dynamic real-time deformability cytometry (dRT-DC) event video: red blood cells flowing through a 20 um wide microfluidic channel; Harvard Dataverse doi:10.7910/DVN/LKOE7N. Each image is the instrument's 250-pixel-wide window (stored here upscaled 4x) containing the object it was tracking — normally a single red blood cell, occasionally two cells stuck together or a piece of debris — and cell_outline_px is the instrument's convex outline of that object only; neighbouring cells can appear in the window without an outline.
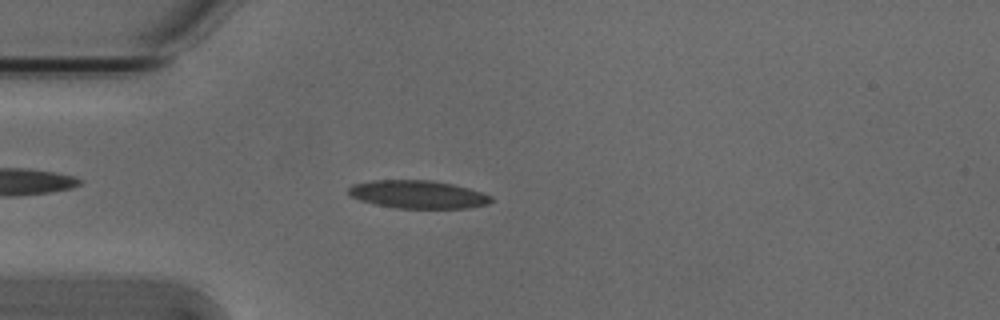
{"species": "Egyptian fruit bat (a non-hibernating species)", "species_latin": "Rousettus aegyptiacus", "temperature_condition": "cold", "stored_images_in_passage": 48, "camera_frame_rate_fps": 3000, "um_per_image_px": 0.085, "animal": {"sex": "male"}, "frame": {"image": 1, "passage_image": 9, "time_ms": 2.667, "image_size_px": [1000, 320], "cell_outline_px": [[492, 200], [488, 204], [468, 208], [396, 208], [376, 204], [360, 200], [348, 196], [348, 188], [352, 184], [372, 180], [432, 180], [452, 184], [468, 188], [492, 196]], "centroid_in_image_um": [35.49, 16.52], "position_along_channel_um": 49.5, "area_um2": 23.29}}
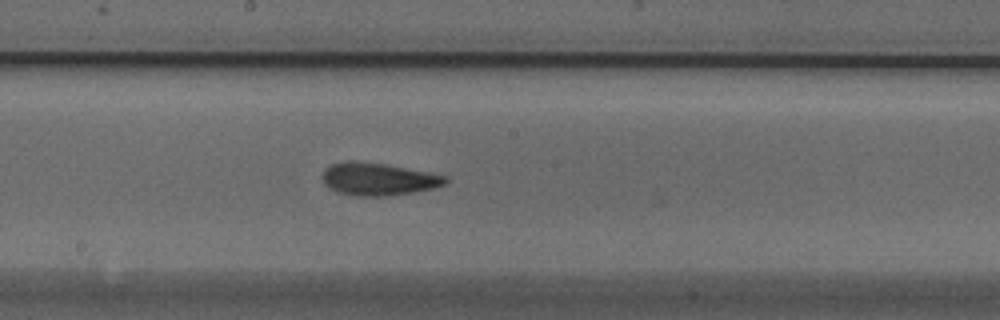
{"frame": {"image": 2, "passage_image": 23, "time_ms": 7.333, "image_size_px": [1000, 320], "cell_outline_px": [[448, 180], [444, 184], [432, 188], [412, 192], [388, 196], [356, 196], [336, 192], [328, 188], [324, 184], [324, 168], [332, 164], [348, 160], [352, 160], [384, 164], [428, 172], [448, 176]], "centroid_in_image_um": [32.12, 15.22], "position_along_channel_um": 216.1, "area_um2": 23.24}}
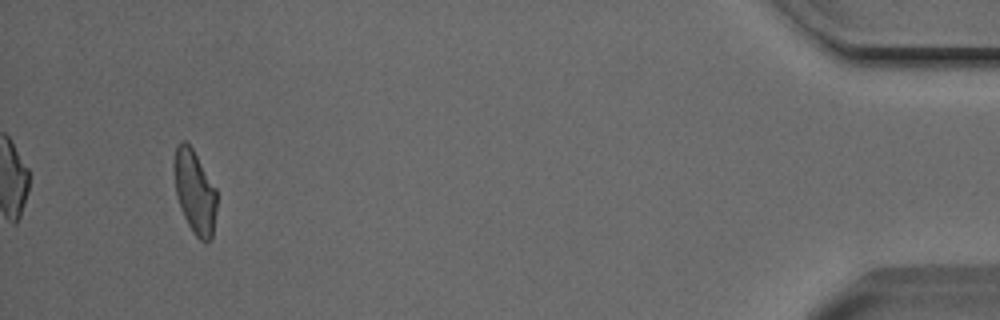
{"frame": {"image": 3, "passage_image": 45, "time_ms": 14.667, "image_size_px": [1000, 320], "cell_outline_px": [[216, 208], [212, 240], [208, 244], [204, 244], [192, 232], [180, 208], [176, 196], [172, 168], [172, 164], [176, 144], [180, 140], [184, 140], [192, 148], [216, 188]], "centroid_in_image_um": [16.52, 16.32], "position_along_channel_um": 418.7, "area_um2": 21.27}, "authors_computed_cell_mechanics": {"area_um2": 22.1663, "velocity_mm_per_s": 3.8262, "shape_relaxation_time_tau1_ms": 6.0153, "shape_relaxation_time_tau2_ms": 3.0345, "deformation_change_tau1": 0.1618, "deformation_change_tau2": 0.1146}}